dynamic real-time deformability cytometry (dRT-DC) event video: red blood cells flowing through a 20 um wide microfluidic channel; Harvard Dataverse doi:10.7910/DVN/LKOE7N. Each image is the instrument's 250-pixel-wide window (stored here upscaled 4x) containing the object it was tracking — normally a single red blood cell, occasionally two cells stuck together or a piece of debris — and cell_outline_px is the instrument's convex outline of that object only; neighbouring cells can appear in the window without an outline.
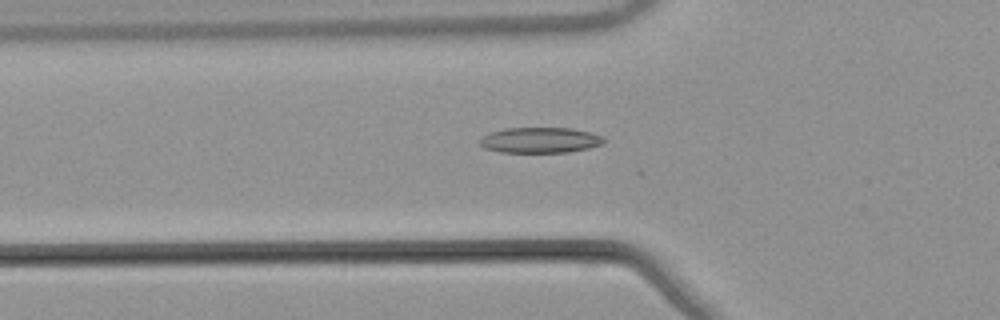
{"species": "common noctule bat (a hibernating species)", "species_latin": "Nyctalus noctula", "temperature_condition": "warm", "stored_images_in_passage": 4, "camera_frame_rate_fps": 3000, "um_per_image_px": 0.085, "animal": {"sex": "male", "body_mass_g": 21.5, "forearm_length_mm": 52.0}, "frame": {"image": 1, "passage_image": 2, "time_ms": 0.333, "image_size_px": [1000, 320], "cell_outline_px": [[604, 144], [588, 148], [568, 152], [500, 152], [484, 148], [480, 144], [480, 140], [484, 136], [492, 132], [504, 128], [572, 128], [592, 132], [604, 136]], "centroid_in_image_um": [45.96, 11.91], "position_along_channel_um": 79.8, "area_um2": 18.5}}